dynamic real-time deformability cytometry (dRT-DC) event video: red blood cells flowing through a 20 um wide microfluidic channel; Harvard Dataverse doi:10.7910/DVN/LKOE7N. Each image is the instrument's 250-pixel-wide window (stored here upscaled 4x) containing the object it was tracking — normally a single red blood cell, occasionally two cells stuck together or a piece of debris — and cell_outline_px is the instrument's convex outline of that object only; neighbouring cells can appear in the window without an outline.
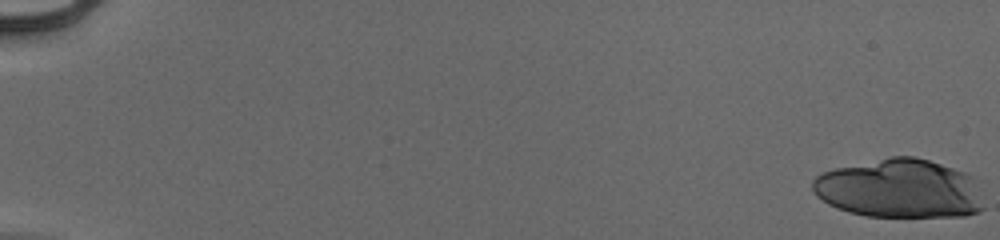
{"species": "human", "species_latin": "Homo sapiens", "temperature_condition": "cold", "stored_images_in_passage": 22, "camera_frame_rate_fps": 3000, "um_per_image_px": 0.085, "donor": {"sex": "male"}, "frame": {"image": 1, "passage_image": 1, "time_ms": 0.0, "image_size_px": [1000, 240], "cell_outline_px": [[984, 208], [980, 212], [964, 216], [864, 216], [848, 212], [836, 208], [828, 204], [816, 196], [812, 188], [812, 180], [816, 176], [824, 172], [836, 168], [892, 156], [916, 156], [964, 172], [972, 176]], "centroid_in_image_um": [76.43, 16.04], "position_along_channel_um": 8.6, "area_um2": 58.49}}
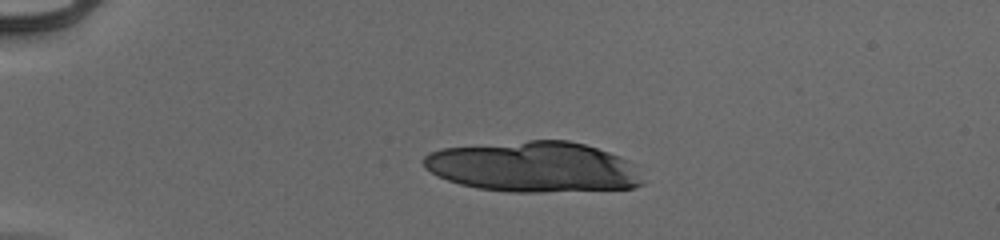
{"frame": {"image": 2, "passage_image": 15, "time_ms": 4.667, "image_size_px": [1000, 240], "cell_outline_px": [[644, 184], [636, 188], [540, 192], [508, 192], [476, 188], [460, 184], [436, 176], [424, 168], [424, 156], [432, 152], [444, 148], [528, 140], [568, 140], [584, 144], [620, 156], [644, 180]], "centroid_in_image_um": [45.31, 14.2], "position_along_channel_um": 39.7, "area_um2": 64.16}}